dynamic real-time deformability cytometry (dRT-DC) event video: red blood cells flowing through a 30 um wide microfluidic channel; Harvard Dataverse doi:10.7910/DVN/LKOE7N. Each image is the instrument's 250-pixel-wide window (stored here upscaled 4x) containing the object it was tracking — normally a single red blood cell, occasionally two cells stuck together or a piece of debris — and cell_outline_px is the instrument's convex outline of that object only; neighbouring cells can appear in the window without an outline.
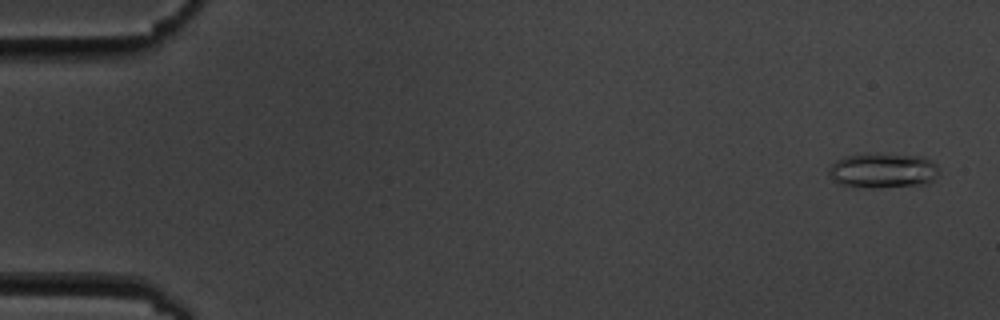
{"species": "common noctule bat (a hibernating species)", "species_latin": "Nyctalus noctula", "temperature_condition": "cold", "stored_images_in_passage": 5, "camera_frame_rate_fps": 3000, "um_per_image_px": 0.085, "animal": {"sex": "male", "body_mass_g": 19.5, "forearm_length_mm": 54.6}, "frame": {"image": 1, "passage_image": 1, "time_ms": 0.0, "image_size_px": [1000, 320], "cell_outline_px": [[940, 172], [928, 184], [880, 188], [856, 188], [836, 184], [828, 176], [828, 168], [836, 160], [844, 156], [876, 152], [920, 156], [936, 164]], "centroid_in_image_um": [74.98, 14.51], "position_along_channel_um": 10.0, "area_um2": 23.29}}